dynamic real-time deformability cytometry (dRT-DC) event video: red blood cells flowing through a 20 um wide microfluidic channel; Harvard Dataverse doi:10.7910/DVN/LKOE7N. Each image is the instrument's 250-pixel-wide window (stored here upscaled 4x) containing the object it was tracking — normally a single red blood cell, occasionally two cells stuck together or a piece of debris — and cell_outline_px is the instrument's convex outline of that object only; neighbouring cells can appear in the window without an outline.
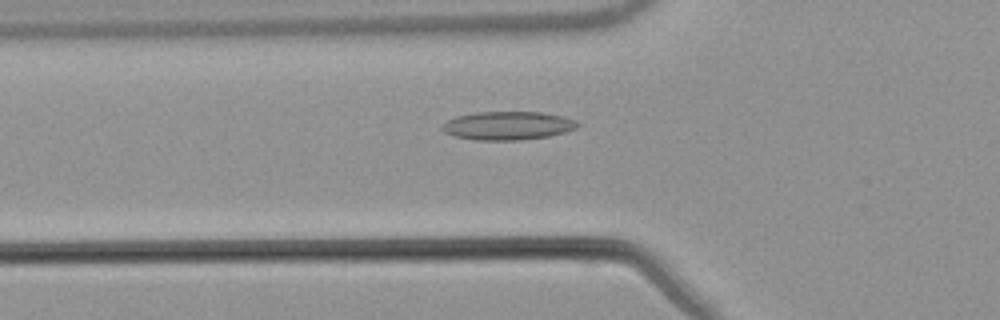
{"species": "common noctule bat (a hibernating species)", "species_latin": "Nyctalus noctula", "temperature_condition": "warm", "stored_images_in_passage": 55, "segment_of_instrument_passage": [1, 2], "camera_frame_rate_fps": 3000, "um_per_image_px": 0.085, "animal": {"sex": "male", "body_mass_g": 21.5, "forearm_length_mm": 52.0}, "frame": {"image": 1, "passage_image": 19, "time_ms": 6.0, "image_size_px": [1000, 320], "cell_outline_px": [[580, 124], [576, 128], [564, 132], [548, 136], [520, 140], [476, 140], [452, 136], [444, 132], [440, 128], [448, 120], [456, 116], [476, 112], [540, 112], [560, 116], [576, 120]], "centroid_in_image_um": [43.13, 10.68], "position_along_channel_um": 82.7, "area_um2": 22.37}}
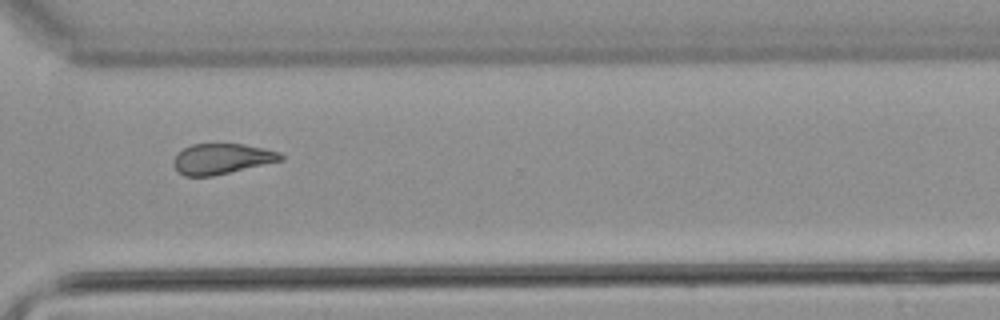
{"frame": {"image": 2, "passage_image": 40, "time_ms": 13.0, "image_size_px": [1000, 320], "cell_outline_px": [[284, 160], [212, 176], [184, 176], [172, 164], [172, 160], [184, 148], [192, 144], [244, 144], [264, 148], [280, 152], [284, 156]], "centroid_in_image_um": [18.88, 13.49], "position_along_channel_um": 351.7, "area_um2": 18.96}}
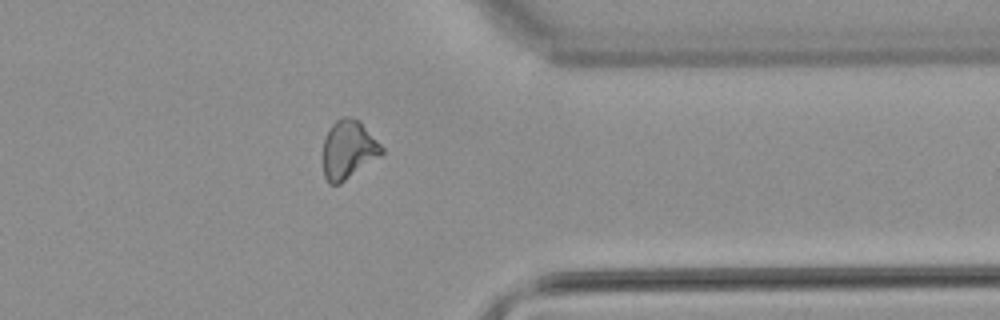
{"frame": {"image": 3, "passage_image": 43, "time_ms": 14.0, "image_size_px": [1000, 320], "cell_outline_px": [[384, 152], [380, 156], [340, 184], [328, 184], [324, 176], [324, 140], [328, 128], [340, 116], [348, 116], [360, 120], [384, 148]], "centroid_in_image_um": [29.62, 12.69], "position_along_channel_um": 381.8, "area_um2": 20.11}}